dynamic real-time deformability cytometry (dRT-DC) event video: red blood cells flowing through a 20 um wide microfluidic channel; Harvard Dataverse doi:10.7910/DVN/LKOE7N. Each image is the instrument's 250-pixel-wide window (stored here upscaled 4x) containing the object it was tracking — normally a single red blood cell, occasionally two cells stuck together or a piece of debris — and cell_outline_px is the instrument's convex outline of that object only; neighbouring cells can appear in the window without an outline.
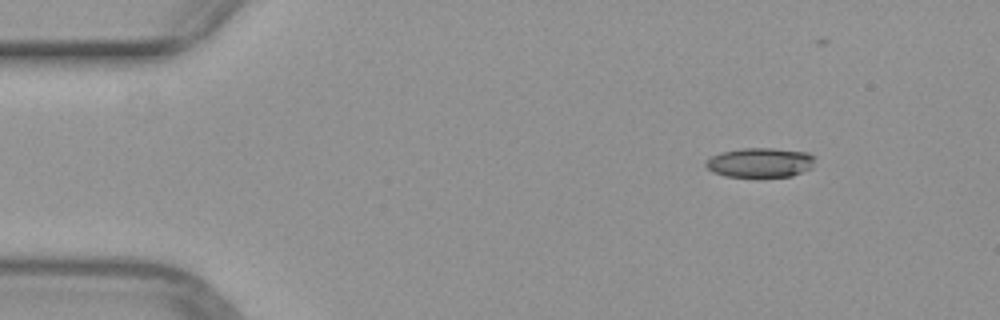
{"species": "common noctule bat (a hibernating species)", "species_latin": "Nyctalus noctula", "temperature_condition": "warm", "stored_images_in_passage": 38, "camera_frame_rate_fps": 3000, "um_per_image_px": 0.085, "animal": {"sex": "female", "body_mass_g": 29.2, "forearm_length_mm": 56.3}, "frame": {"image": 1, "passage_image": 1, "time_ms": 0.0, "image_size_px": [1000, 320], "cell_outline_px": [[812, 168], [792, 176], [724, 176], [712, 172], [704, 164], [712, 156], [720, 152], [744, 148], [772, 148], [808, 152], [812, 156]], "centroid_in_image_um": [64.59, 13.81], "position_along_channel_um": 20.4, "area_um2": 18.55}}
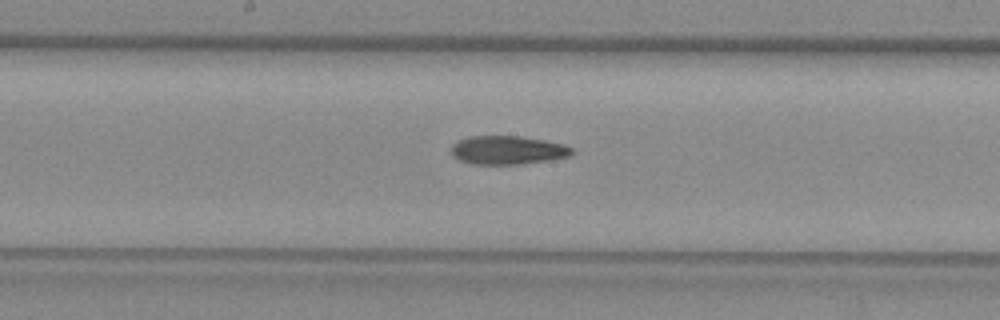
{"frame": {"image": 2, "passage_image": 21, "time_ms": 6.667, "image_size_px": [1000, 320], "cell_outline_px": [[572, 152], [568, 156], [548, 160], [520, 164], [472, 164], [460, 160], [452, 156], [452, 144], [456, 140], [468, 136], [520, 136], [544, 140], [564, 144], [572, 148]], "centroid_in_image_um": [43.1, 12.75], "position_along_channel_um": 205.1, "area_um2": 20.06}}
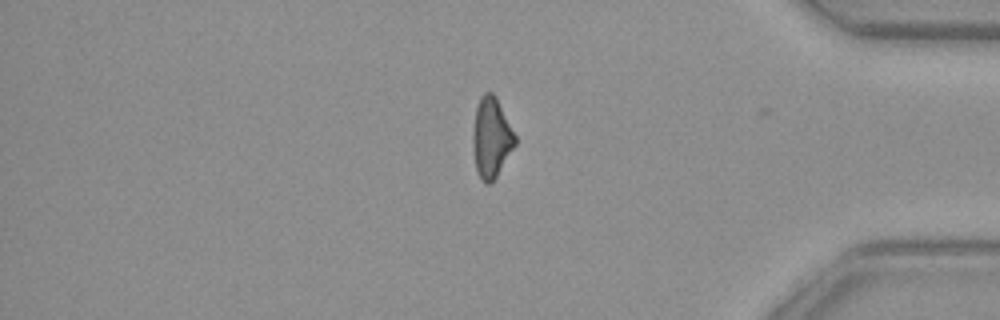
{"frame": {"image": 3, "passage_image": 37, "time_ms": 12.0, "image_size_px": [1000, 320], "cell_outline_px": [[516, 144], [492, 184], [484, 184], [480, 180], [476, 172], [472, 148], [472, 132], [476, 108], [480, 96], [484, 92], [492, 92], [496, 96], [516, 136]], "centroid_in_image_um": [41.74, 11.74], "position_along_channel_um": 393.5, "area_um2": 20.11}}